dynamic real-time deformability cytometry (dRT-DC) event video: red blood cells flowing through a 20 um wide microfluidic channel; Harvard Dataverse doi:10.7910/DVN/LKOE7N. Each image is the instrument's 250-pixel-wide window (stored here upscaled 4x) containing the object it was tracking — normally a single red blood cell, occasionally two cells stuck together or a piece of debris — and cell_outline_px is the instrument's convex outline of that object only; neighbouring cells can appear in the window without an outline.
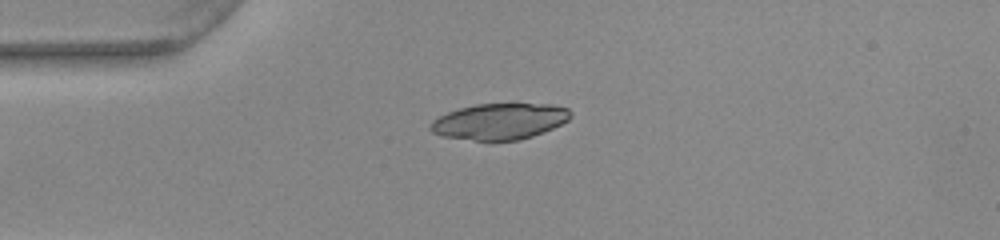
{"species": "common noctule bat (a hibernating species)", "species_latin": "Nyctalus noctula", "temperature_condition": "warm", "stored_images_in_passage": 40, "camera_frame_rate_fps": 3000, "um_per_image_px": 0.085, "animal": {"sex": "female", "body_mass_g": 22.0, "forearm_length_mm": 56.7}, "frame": {"image": 1, "passage_image": 1, "time_ms": 0.0, "image_size_px": [1000, 240], "cell_outline_px": [[572, 116], [568, 120], [552, 128], [532, 136], [520, 140], [476, 140], [444, 136], [432, 132], [428, 128], [432, 120], [448, 112], [460, 108], [476, 104], [552, 104], [568, 108], [572, 112]], "centroid_in_image_um": [42.48, 10.31], "position_along_channel_um": 42.5, "area_um2": 29.25}}
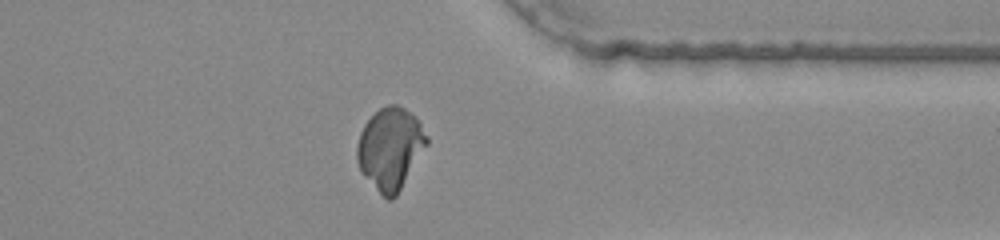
{"frame": {"image": 2, "passage_image": 29, "time_ms": 9.333, "image_size_px": [1000, 240], "cell_outline_px": [[428, 144], [396, 196], [392, 200], [388, 200], [376, 188], [360, 168], [356, 160], [356, 148], [360, 132], [364, 124], [380, 108], [388, 104], [396, 104], [404, 108], [420, 124], [428, 136]], "centroid_in_image_um": [33.17, 12.61], "position_along_channel_um": 378.2, "area_um2": 32.6}}
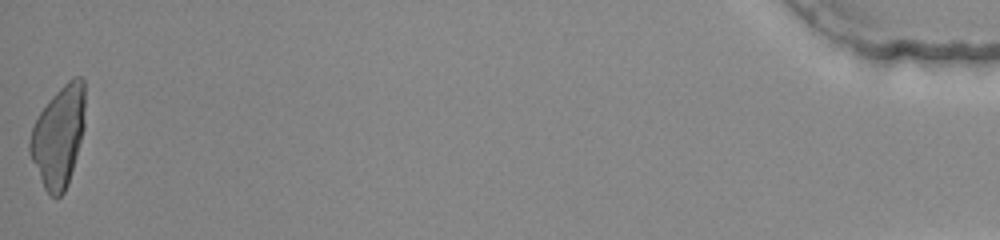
{"frame": {"image": 3, "passage_image": 40, "time_ms": 13.0, "image_size_px": [1000, 240], "cell_outline_px": [[84, 128], [68, 184], [64, 192], [60, 196], [48, 196], [44, 188], [28, 152], [28, 140], [32, 128], [40, 112], [52, 96], [72, 76], [80, 76], [84, 80]], "centroid_in_image_um": [4.97, 11.59], "position_along_channel_um": 430.2, "area_um2": 32.37}}